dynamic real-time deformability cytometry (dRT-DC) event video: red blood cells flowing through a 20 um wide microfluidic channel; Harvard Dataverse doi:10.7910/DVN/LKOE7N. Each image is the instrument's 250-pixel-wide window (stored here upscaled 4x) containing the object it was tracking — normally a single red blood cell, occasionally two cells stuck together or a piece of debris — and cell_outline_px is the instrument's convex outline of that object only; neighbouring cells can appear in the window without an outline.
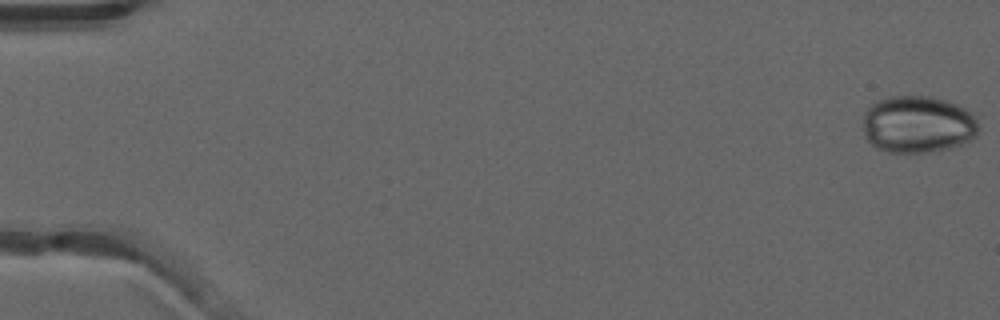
{"species": "common noctule bat (a hibernating species)", "species_latin": "Nyctalus noctula", "temperature_condition": "warm", "stored_images_in_passage": 8, "camera_frame_rate_fps": 3000, "um_per_image_px": 0.085, "animal": {"sex": "male", "forearm_length_mm": 52.5}, "frame": {"image": 1, "passage_image": 1, "time_ms": 0.0, "image_size_px": [1000, 320], "cell_outline_px": [[976, 136], [960, 144], [948, 148], [928, 152], [888, 152], [876, 148], [864, 136], [864, 112], [876, 100], [888, 96], [932, 96], [956, 104], [972, 112], [976, 120]], "centroid_in_image_um": [77.97, 10.56], "position_along_channel_um": 7.0, "area_um2": 38.38}}